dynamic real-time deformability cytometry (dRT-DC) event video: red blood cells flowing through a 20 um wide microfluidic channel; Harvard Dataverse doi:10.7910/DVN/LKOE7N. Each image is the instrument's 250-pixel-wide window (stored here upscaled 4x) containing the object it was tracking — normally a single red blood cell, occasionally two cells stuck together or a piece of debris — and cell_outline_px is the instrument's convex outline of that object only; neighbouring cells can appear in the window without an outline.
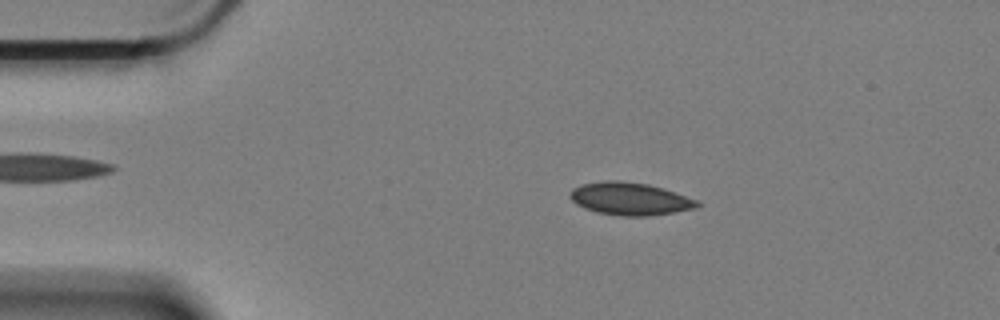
{"species": "Egyptian fruit bat (a non-hibernating species)", "species_latin": "Rousettus aegyptiacus", "temperature_condition": "cold", "stored_images_in_passage": 59, "camera_frame_rate_fps": 3000, "um_per_image_px": 0.085, "animal": {"sex": "female"}, "frame": {"image": 1, "passage_image": 11, "time_ms": 3.333, "image_size_px": [1000, 320], "cell_outline_px": [[700, 204], [696, 208], [648, 216], [620, 216], [596, 212], [584, 208], [576, 204], [568, 196], [572, 188], [584, 184], [604, 180], [616, 180], [648, 184], [696, 200]], "centroid_in_image_um": [53.47, 16.9], "position_along_channel_um": 31.5, "area_um2": 23.87}}
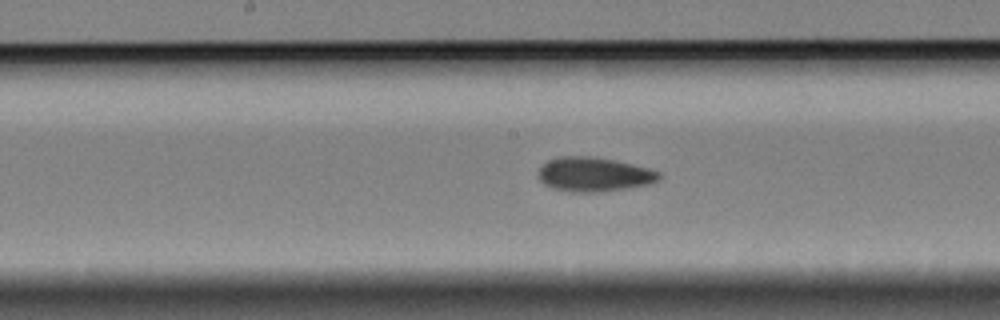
{"frame": {"image": 2, "passage_image": 30, "time_ms": 9.667, "image_size_px": [1000, 320], "cell_outline_px": [[664, 176], [660, 180], [648, 184], [624, 188], [596, 192], [576, 192], [552, 188], [544, 184], [540, 180], [540, 168], [548, 160], [556, 156], [592, 156], [616, 160], [648, 168], [660, 172]], "centroid_in_image_um": [50.52, 14.81], "position_along_channel_um": 197.7, "area_um2": 24.04}}
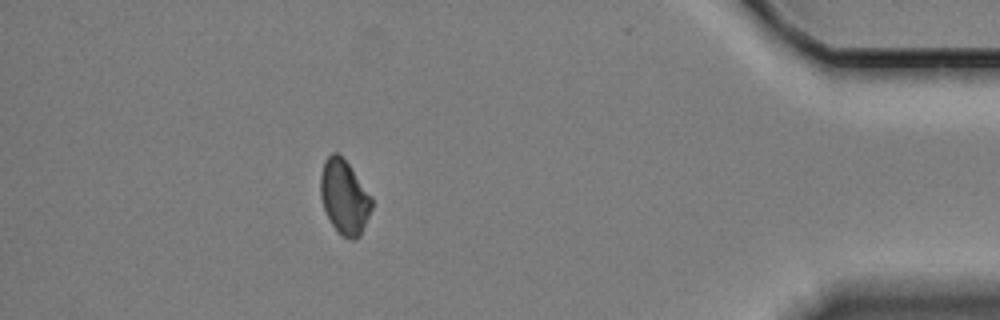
{"frame": {"image": 3, "passage_image": 53, "time_ms": 17.333, "image_size_px": [1000, 320], "cell_outline_px": [[372, 208], [360, 236], [356, 240], [352, 240], [340, 236], [332, 224], [324, 208], [320, 196], [320, 172], [324, 160], [332, 152], [336, 152], [348, 164], [372, 196]], "centroid_in_image_um": [29.26, 16.77], "position_along_channel_um": 405.9, "area_um2": 22.2}, "authors_computed_cell_mechanics": {"area_um2": 23.0622, "velocity_mm_per_s": 3.3241, "shape_relaxation_time_tau1_ms": 8.8373, "shape_relaxation_time_tau2_ms": 6.0483, "deformation_change_tau1": 0.1021, "deformation_change_tau2": 0.0864}}